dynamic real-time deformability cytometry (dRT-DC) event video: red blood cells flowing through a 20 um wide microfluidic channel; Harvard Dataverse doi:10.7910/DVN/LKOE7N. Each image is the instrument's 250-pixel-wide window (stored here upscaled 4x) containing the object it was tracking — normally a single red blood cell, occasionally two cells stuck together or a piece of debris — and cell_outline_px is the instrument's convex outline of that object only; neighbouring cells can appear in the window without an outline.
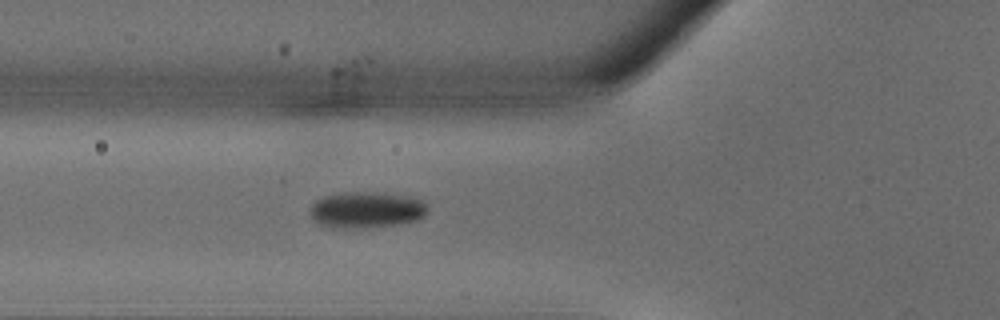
{"species": "common noctule bat (a hibernating species)", "species_latin": "Nyctalus noctula", "temperature_condition": "warm", "stored_images_in_passage": 25, "camera_frame_rate_fps": 3000, "um_per_image_px": 0.085, "animal": {"sex": "male", "body_mass_g": 18.8}, "frame": {"image": 1, "passage_image": 3, "time_ms": 0.667, "image_size_px": [1000, 320], "cell_outline_px": [[428, 208], [424, 216], [416, 220], [400, 224], [360, 228], [332, 228], [320, 224], [312, 216], [312, 204], [316, 200], [324, 196], [348, 192], [372, 192], [408, 196], [420, 200]], "centroid_in_image_um": [31.15, 17.84], "position_along_channel_um": 94.6, "area_um2": 24.51}}
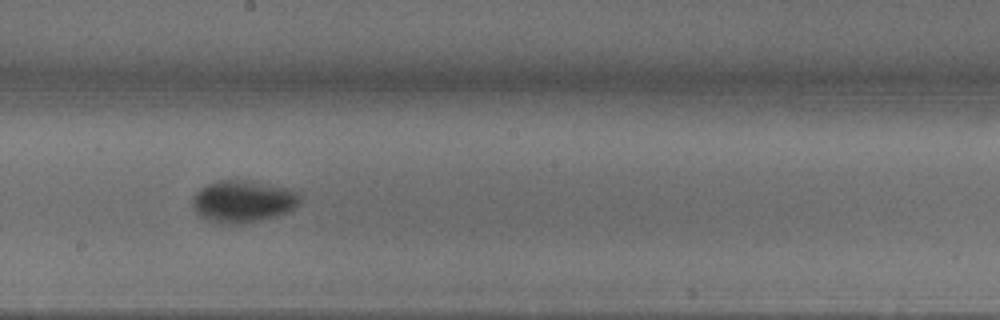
{"frame": {"image": 2, "passage_image": 10, "time_ms": 3.0, "image_size_px": [1000, 320], "cell_outline_px": [[300, 200], [288, 212], [276, 216], [244, 224], [220, 224], [208, 220], [200, 216], [196, 212], [192, 204], [192, 196], [200, 188], [208, 184], [220, 180], [244, 180], [292, 188], [300, 196]], "centroid_in_image_um": [20.63, 17.12], "position_along_channel_um": 227.6, "area_um2": 26.41}}
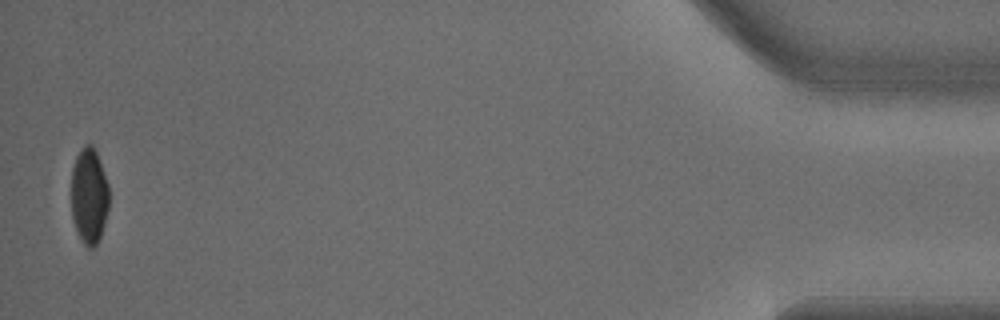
{"frame": {"image": 3, "passage_image": 25, "time_ms": 8.0, "image_size_px": [1000, 320], "cell_outline_px": [[108, 208], [104, 224], [100, 236], [96, 244], [92, 248], [88, 248], [84, 244], [72, 220], [72, 168], [76, 156], [80, 148], [84, 144], [92, 144], [96, 152], [108, 184]], "centroid_in_image_um": [7.56, 16.62], "position_along_channel_um": 427.6, "area_um2": 20.87}}